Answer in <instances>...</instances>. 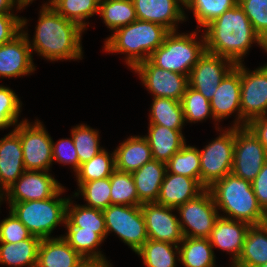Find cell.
Returning a JSON list of instances; mask_svg holds the SVG:
<instances>
[{
  "instance_id": "cell-1",
  "label": "cell",
  "mask_w": 267,
  "mask_h": 267,
  "mask_svg": "<svg viewBox=\"0 0 267 267\" xmlns=\"http://www.w3.org/2000/svg\"><path fill=\"white\" fill-rule=\"evenodd\" d=\"M28 19L22 17V32L31 51L49 61L82 60V29L77 23L58 14L48 3L42 5L33 40L23 28ZM32 43V44H31Z\"/></svg>"
},
{
  "instance_id": "cell-2",
  "label": "cell",
  "mask_w": 267,
  "mask_h": 267,
  "mask_svg": "<svg viewBox=\"0 0 267 267\" xmlns=\"http://www.w3.org/2000/svg\"><path fill=\"white\" fill-rule=\"evenodd\" d=\"M206 51L242 63L253 43L267 53V44L255 32L243 9L237 4L214 19L203 31Z\"/></svg>"
},
{
  "instance_id": "cell-3",
  "label": "cell",
  "mask_w": 267,
  "mask_h": 267,
  "mask_svg": "<svg viewBox=\"0 0 267 267\" xmlns=\"http://www.w3.org/2000/svg\"><path fill=\"white\" fill-rule=\"evenodd\" d=\"M170 31L164 26L137 19L120 27L104 41L107 53L126 54L125 64L132 70L137 64L150 58L160 47Z\"/></svg>"
},
{
  "instance_id": "cell-4",
  "label": "cell",
  "mask_w": 267,
  "mask_h": 267,
  "mask_svg": "<svg viewBox=\"0 0 267 267\" xmlns=\"http://www.w3.org/2000/svg\"><path fill=\"white\" fill-rule=\"evenodd\" d=\"M218 211L226 213L221 217L243 221L250 225H261L266 221L251 182L232 173L216 181L208 188Z\"/></svg>"
},
{
  "instance_id": "cell-5",
  "label": "cell",
  "mask_w": 267,
  "mask_h": 267,
  "mask_svg": "<svg viewBox=\"0 0 267 267\" xmlns=\"http://www.w3.org/2000/svg\"><path fill=\"white\" fill-rule=\"evenodd\" d=\"M197 32L196 30L189 34H181L170 31L163 44L151 54L149 60L161 69L189 77L192 68L206 51L204 34L198 38Z\"/></svg>"
},
{
  "instance_id": "cell-6",
  "label": "cell",
  "mask_w": 267,
  "mask_h": 267,
  "mask_svg": "<svg viewBox=\"0 0 267 267\" xmlns=\"http://www.w3.org/2000/svg\"><path fill=\"white\" fill-rule=\"evenodd\" d=\"M63 187L54 197L45 200L7 202L9 209L26 226L33 236L41 239L53 238L51 233L59 224L66 222L69 198H60Z\"/></svg>"
},
{
  "instance_id": "cell-7",
  "label": "cell",
  "mask_w": 267,
  "mask_h": 267,
  "mask_svg": "<svg viewBox=\"0 0 267 267\" xmlns=\"http://www.w3.org/2000/svg\"><path fill=\"white\" fill-rule=\"evenodd\" d=\"M216 129L220 131L219 136L199 150L200 185L204 189L230 174L233 167L235 127Z\"/></svg>"
},
{
  "instance_id": "cell-8",
  "label": "cell",
  "mask_w": 267,
  "mask_h": 267,
  "mask_svg": "<svg viewBox=\"0 0 267 267\" xmlns=\"http://www.w3.org/2000/svg\"><path fill=\"white\" fill-rule=\"evenodd\" d=\"M106 238L114 232L133 252H137L148 240L145 220L140 206L111 204L102 210Z\"/></svg>"
},
{
  "instance_id": "cell-9",
  "label": "cell",
  "mask_w": 267,
  "mask_h": 267,
  "mask_svg": "<svg viewBox=\"0 0 267 267\" xmlns=\"http://www.w3.org/2000/svg\"><path fill=\"white\" fill-rule=\"evenodd\" d=\"M19 136L26 171H49L52 162L53 140L40 120L20 121L13 129Z\"/></svg>"
},
{
  "instance_id": "cell-10",
  "label": "cell",
  "mask_w": 267,
  "mask_h": 267,
  "mask_svg": "<svg viewBox=\"0 0 267 267\" xmlns=\"http://www.w3.org/2000/svg\"><path fill=\"white\" fill-rule=\"evenodd\" d=\"M176 211L184 237L209 238L216 220L221 214L209 189L179 206Z\"/></svg>"
},
{
  "instance_id": "cell-11",
  "label": "cell",
  "mask_w": 267,
  "mask_h": 267,
  "mask_svg": "<svg viewBox=\"0 0 267 267\" xmlns=\"http://www.w3.org/2000/svg\"><path fill=\"white\" fill-rule=\"evenodd\" d=\"M241 127L267 115V63L253 71L241 63Z\"/></svg>"
},
{
  "instance_id": "cell-12",
  "label": "cell",
  "mask_w": 267,
  "mask_h": 267,
  "mask_svg": "<svg viewBox=\"0 0 267 267\" xmlns=\"http://www.w3.org/2000/svg\"><path fill=\"white\" fill-rule=\"evenodd\" d=\"M231 173L252 182L267 160V150L247 127H235V146Z\"/></svg>"
},
{
  "instance_id": "cell-13",
  "label": "cell",
  "mask_w": 267,
  "mask_h": 267,
  "mask_svg": "<svg viewBox=\"0 0 267 267\" xmlns=\"http://www.w3.org/2000/svg\"><path fill=\"white\" fill-rule=\"evenodd\" d=\"M132 71L138 74L143 86L153 97L181 101L189 86L188 76L161 69L149 59L137 64Z\"/></svg>"
},
{
  "instance_id": "cell-14",
  "label": "cell",
  "mask_w": 267,
  "mask_h": 267,
  "mask_svg": "<svg viewBox=\"0 0 267 267\" xmlns=\"http://www.w3.org/2000/svg\"><path fill=\"white\" fill-rule=\"evenodd\" d=\"M235 65L228 58L205 51L189 74V86L210 101L220 82Z\"/></svg>"
},
{
  "instance_id": "cell-15",
  "label": "cell",
  "mask_w": 267,
  "mask_h": 267,
  "mask_svg": "<svg viewBox=\"0 0 267 267\" xmlns=\"http://www.w3.org/2000/svg\"><path fill=\"white\" fill-rule=\"evenodd\" d=\"M64 186L49 171H25L5 192L8 202L45 200L54 197Z\"/></svg>"
},
{
  "instance_id": "cell-16",
  "label": "cell",
  "mask_w": 267,
  "mask_h": 267,
  "mask_svg": "<svg viewBox=\"0 0 267 267\" xmlns=\"http://www.w3.org/2000/svg\"><path fill=\"white\" fill-rule=\"evenodd\" d=\"M175 208L156 202L141 204L148 239L179 245L184 238Z\"/></svg>"
},
{
  "instance_id": "cell-17",
  "label": "cell",
  "mask_w": 267,
  "mask_h": 267,
  "mask_svg": "<svg viewBox=\"0 0 267 267\" xmlns=\"http://www.w3.org/2000/svg\"><path fill=\"white\" fill-rule=\"evenodd\" d=\"M241 63L223 78L217 87L215 94L210 100L211 111L217 122L237 113L233 127H241Z\"/></svg>"
},
{
  "instance_id": "cell-18",
  "label": "cell",
  "mask_w": 267,
  "mask_h": 267,
  "mask_svg": "<svg viewBox=\"0 0 267 267\" xmlns=\"http://www.w3.org/2000/svg\"><path fill=\"white\" fill-rule=\"evenodd\" d=\"M27 36L21 32L12 41L0 45V77L31 75L36 69Z\"/></svg>"
},
{
  "instance_id": "cell-19",
  "label": "cell",
  "mask_w": 267,
  "mask_h": 267,
  "mask_svg": "<svg viewBox=\"0 0 267 267\" xmlns=\"http://www.w3.org/2000/svg\"><path fill=\"white\" fill-rule=\"evenodd\" d=\"M139 20L154 22L177 31V24L186 21L183 5L179 0H132Z\"/></svg>"
},
{
  "instance_id": "cell-20",
  "label": "cell",
  "mask_w": 267,
  "mask_h": 267,
  "mask_svg": "<svg viewBox=\"0 0 267 267\" xmlns=\"http://www.w3.org/2000/svg\"><path fill=\"white\" fill-rule=\"evenodd\" d=\"M25 171L20 136L12 130L0 139V190L4 193Z\"/></svg>"
},
{
  "instance_id": "cell-21",
  "label": "cell",
  "mask_w": 267,
  "mask_h": 267,
  "mask_svg": "<svg viewBox=\"0 0 267 267\" xmlns=\"http://www.w3.org/2000/svg\"><path fill=\"white\" fill-rule=\"evenodd\" d=\"M250 224L219 216L209 236L212 247L231 253V262L240 256Z\"/></svg>"
},
{
  "instance_id": "cell-22",
  "label": "cell",
  "mask_w": 267,
  "mask_h": 267,
  "mask_svg": "<svg viewBox=\"0 0 267 267\" xmlns=\"http://www.w3.org/2000/svg\"><path fill=\"white\" fill-rule=\"evenodd\" d=\"M203 190L195 179L166 171L156 203L177 209Z\"/></svg>"
},
{
  "instance_id": "cell-23",
  "label": "cell",
  "mask_w": 267,
  "mask_h": 267,
  "mask_svg": "<svg viewBox=\"0 0 267 267\" xmlns=\"http://www.w3.org/2000/svg\"><path fill=\"white\" fill-rule=\"evenodd\" d=\"M86 261L59 236L41 240L36 267H80Z\"/></svg>"
},
{
  "instance_id": "cell-24",
  "label": "cell",
  "mask_w": 267,
  "mask_h": 267,
  "mask_svg": "<svg viewBox=\"0 0 267 267\" xmlns=\"http://www.w3.org/2000/svg\"><path fill=\"white\" fill-rule=\"evenodd\" d=\"M115 168L132 173L153 159L152 151L144 136H130L114 150Z\"/></svg>"
},
{
  "instance_id": "cell-25",
  "label": "cell",
  "mask_w": 267,
  "mask_h": 267,
  "mask_svg": "<svg viewBox=\"0 0 267 267\" xmlns=\"http://www.w3.org/2000/svg\"><path fill=\"white\" fill-rule=\"evenodd\" d=\"M166 171V163L152 159L131 173L142 204L157 201Z\"/></svg>"
},
{
  "instance_id": "cell-26",
  "label": "cell",
  "mask_w": 267,
  "mask_h": 267,
  "mask_svg": "<svg viewBox=\"0 0 267 267\" xmlns=\"http://www.w3.org/2000/svg\"><path fill=\"white\" fill-rule=\"evenodd\" d=\"M144 137L149 143L153 159L164 163L186 144L182 130H172L158 124H149L148 135Z\"/></svg>"
},
{
  "instance_id": "cell-27",
  "label": "cell",
  "mask_w": 267,
  "mask_h": 267,
  "mask_svg": "<svg viewBox=\"0 0 267 267\" xmlns=\"http://www.w3.org/2000/svg\"><path fill=\"white\" fill-rule=\"evenodd\" d=\"M267 263V224L251 225L235 267H259Z\"/></svg>"
},
{
  "instance_id": "cell-28",
  "label": "cell",
  "mask_w": 267,
  "mask_h": 267,
  "mask_svg": "<svg viewBox=\"0 0 267 267\" xmlns=\"http://www.w3.org/2000/svg\"><path fill=\"white\" fill-rule=\"evenodd\" d=\"M41 240L32 235L17 243L0 242V264L9 267H36Z\"/></svg>"
},
{
  "instance_id": "cell-29",
  "label": "cell",
  "mask_w": 267,
  "mask_h": 267,
  "mask_svg": "<svg viewBox=\"0 0 267 267\" xmlns=\"http://www.w3.org/2000/svg\"><path fill=\"white\" fill-rule=\"evenodd\" d=\"M181 245V246H180ZM179 245V261L184 267H215L216 259L209 238L184 237Z\"/></svg>"
},
{
  "instance_id": "cell-30",
  "label": "cell",
  "mask_w": 267,
  "mask_h": 267,
  "mask_svg": "<svg viewBox=\"0 0 267 267\" xmlns=\"http://www.w3.org/2000/svg\"><path fill=\"white\" fill-rule=\"evenodd\" d=\"M63 239L87 261L108 262L99 250L104 239L95 231L82 230L80 227H65Z\"/></svg>"
},
{
  "instance_id": "cell-31",
  "label": "cell",
  "mask_w": 267,
  "mask_h": 267,
  "mask_svg": "<svg viewBox=\"0 0 267 267\" xmlns=\"http://www.w3.org/2000/svg\"><path fill=\"white\" fill-rule=\"evenodd\" d=\"M74 204L69 198L65 227H80L82 230L95 231L105 240L106 225L102 210Z\"/></svg>"
},
{
  "instance_id": "cell-32",
  "label": "cell",
  "mask_w": 267,
  "mask_h": 267,
  "mask_svg": "<svg viewBox=\"0 0 267 267\" xmlns=\"http://www.w3.org/2000/svg\"><path fill=\"white\" fill-rule=\"evenodd\" d=\"M149 113V124H158L172 130H182L185 119L180 101L153 97Z\"/></svg>"
},
{
  "instance_id": "cell-33",
  "label": "cell",
  "mask_w": 267,
  "mask_h": 267,
  "mask_svg": "<svg viewBox=\"0 0 267 267\" xmlns=\"http://www.w3.org/2000/svg\"><path fill=\"white\" fill-rule=\"evenodd\" d=\"M146 267H176L179 262V245L148 239L135 252Z\"/></svg>"
},
{
  "instance_id": "cell-34",
  "label": "cell",
  "mask_w": 267,
  "mask_h": 267,
  "mask_svg": "<svg viewBox=\"0 0 267 267\" xmlns=\"http://www.w3.org/2000/svg\"><path fill=\"white\" fill-rule=\"evenodd\" d=\"M48 4L64 18L87 30L88 18L99 14L100 0H48Z\"/></svg>"
},
{
  "instance_id": "cell-35",
  "label": "cell",
  "mask_w": 267,
  "mask_h": 267,
  "mask_svg": "<svg viewBox=\"0 0 267 267\" xmlns=\"http://www.w3.org/2000/svg\"><path fill=\"white\" fill-rule=\"evenodd\" d=\"M99 15L113 32L138 19L132 0H100Z\"/></svg>"
},
{
  "instance_id": "cell-36",
  "label": "cell",
  "mask_w": 267,
  "mask_h": 267,
  "mask_svg": "<svg viewBox=\"0 0 267 267\" xmlns=\"http://www.w3.org/2000/svg\"><path fill=\"white\" fill-rule=\"evenodd\" d=\"M115 170L114 152L111 154L103 149L90 161L80 165L75 172L77 185L80 187L84 182L110 177Z\"/></svg>"
},
{
  "instance_id": "cell-37",
  "label": "cell",
  "mask_w": 267,
  "mask_h": 267,
  "mask_svg": "<svg viewBox=\"0 0 267 267\" xmlns=\"http://www.w3.org/2000/svg\"><path fill=\"white\" fill-rule=\"evenodd\" d=\"M168 173L195 179L200 184V155L195 146L185 144L167 162Z\"/></svg>"
},
{
  "instance_id": "cell-38",
  "label": "cell",
  "mask_w": 267,
  "mask_h": 267,
  "mask_svg": "<svg viewBox=\"0 0 267 267\" xmlns=\"http://www.w3.org/2000/svg\"><path fill=\"white\" fill-rule=\"evenodd\" d=\"M80 165L90 161L104 148L100 146L98 130L87 124L76 125L71 129V134Z\"/></svg>"
},
{
  "instance_id": "cell-39",
  "label": "cell",
  "mask_w": 267,
  "mask_h": 267,
  "mask_svg": "<svg viewBox=\"0 0 267 267\" xmlns=\"http://www.w3.org/2000/svg\"><path fill=\"white\" fill-rule=\"evenodd\" d=\"M110 178L111 204L140 206L136 186L131 173L115 170Z\"/></svg>"
},
{
  "instance_id": "cell-40",
  "label": "cell",
  "mask_w": 267,
  "mask_h": 267,
  "mask_svg": "<svg viewBox=\"0 0 267 267\" xmlns=\"http://www.w3.org/2000/svg\"><path fill=\"white\" fill-rule=\"evenodd\" d=\"M237 4L238 0H191L184 9L193 12L198 24L196 27L198 30L200 27L204 28L207 26L214 19Z\"/></svg>"
},
{
  "instance_id": "cell-41",
  "label": "cell",
  "mask_w": 267,
  "mask_h": 267,
  "mask_svg": "<svg viewBox=\"0 0 267 267\" xmlns=\"http://www.w3.org/2000/svg\"><path fill=\"white\" fill-rule=\"evenodd\" d=\"M111 184L110 178L97 179L89 182H84L74 193L73 197H81L86 201L85 206L96 208V209H106L111 205Z\"/></svg>"
},
{
  "instance_id": "cell-42",
  "label": "cell",
  "mask_w": 267,
  "mask_h": 267,
  "mask_svg": "<svg viewBox=\"0 0 267 267\" xmlns=\"http://www.w3.org/2000/svg\"><path fill=\"white\" fill-rule=\"evenodd\" d=\"M180 102L186 121L185 123H196L206 120L209 117L215 121L216 125H219L213 117L210 101L190 86L187 87Z\"/></svg>"
},
{
  "instance_id": "cell-43",
  "label": "cell",
  "mask_w": 267,
  "mask_h": 267,
  "mask_svg": "<svg viewBox=\"0 0 267 267\" xmlns=\"http://www.w3.org/2000/svg\"><path fill=\"white\" fill-rule=\"evenodd\" d=\"M22 102L18 95L4 85H0V129H7L18 124L22 110Z\"/></svg>"
},
{
  "instance_id": "cell-44",
  "label": "cell",
  "mask_w": 267,
  "mask_h": 267,
  "mask_svg": "<svg viewBox=\"0 0 267 267\" xmlns=\"http://www.w3.org/2000/svg\"><path fill=\"white\" fill-rule=\"evenodd\" d=\"M255 32L267 44V0H238Z\"/></svg>"
},
{
  "instance_id": "cell-45",
  "label": "cell",
  "mask_w": 267,
  "mask_h": 267,
  "mask_svg": "<svg viewBox=\"0 0 267 267\" xmlns=\"http://www.w3.org/2000/svg\"><path fill=\"white\" fill-rule=\"evenodd\" d=\"M31 236L26 226L10 210L8 217L0 221V242L17 243Z\"/></svg>"
},
{
  "instance_id": "cell-46",
  "label": "cell",
  "mask_w": 267,
  "mask_h": 267,
  "mask_svg": "<svg viewBox=\"0 0 267 267\" xmlns=\"http://www.w3.org/2000/svg\"><path fill=\"white\" fill-rule=\"evenodd\" d=\"M71 138L60 139L55 143H52V157L53 162H59V164L71 165L74 173L79 169L80 163L76 152V147Z\"/></svg>"
},
{
  "instance_id": "cell-47",
  "label": "cell",
  "mask_w": 267,
  "mask_h": 267,
  "mask_svg": "<svg viewBox=\"0 0 267 267\" xmlns=\"http://www.w3.org/2000/svg\"><path fill=\"white\" fill-rule=\"evenodd\" d=\"M22 32V17L0 14V45L12 41Z\"/></svg>"
},
{
  "instance_id": "cell-48",
  "label": "cell",
  "mask_w": 267,
  "mask_h": 267,
  "mask_svg": "<svg viewBox=\"0 0 267 267\" xmlns=\"http://www.w3.org/2000/svg\"><path fill=\"white\" fill-rule=\"evenodd\" d=\"M257 201L265 215H267V160L256 178L251 182Z\"/></svg>"
},
{
  "instance_id": "cell-49",
  "label": "cell",
  "mask_w": 267,
  "mask_h": 267,
  "mask_svg": "<svg viewBox=\"0 0 267 267\" xmlns=\"http://www.w3.org/2000/svg\"><path fill=\"white\" fill-rule=\"evenodd\" d=\"M267 150V115L255 118L246 125Z\"/></svg>"
},
{
  "instance_id": "cell-50",
  "label": "cell",
  "mask_w": 267,
  "mask_h": 267,
  "mask_svg": "<svg viewBox=\"0 0 267 267\" xmlns=\"http://www.w3.org/2000/svg\"><path fill=\"white\" fill-rule=\"evenodd\" d=\"M33 1H23V0H0V14H14V10H12L15 6L16 10L20 11L24 9ZM13 11V12H12Z\"/></svg>"
},
{
  "instance_id": "cell-51",
  "label": "cell",
  "mask_w": 267,
  "mask_h": 267,
  "mask_svg": "<svg viewBox=\"0 0 267 267\" xmlns=\"http://www.w3.org/2000/svg\"><path fill=\"white\" fill-rule=\"evenodd\" d=\"M80 267H112L110 262L86 261Z\"/></svg>"
},
{
  "instance_id": "cell-52",
  "label": "cell",
  "mask_w": 267,
  "mask_h": 267,
  "mask_svg": "<svg viewBox=\"0 0 267 267\" xmlns=\"http://www.w3.org/2000/svg\"><path fill=\"white\" fill-rule=\"evenodd\" d=\"M179 1L182 3L183 7H185L191 0H179Z\"/></svg>"
},
{
  "instance_id": "cell-53",
  "label": "cell",
  "mask_w": 267,
  "mask_h": 267,
  "mask_svg": "<svg viewBox=\"0 0 267 267\" xmlns=\"http://www.w3.org/2000/svg\"><path fill=\"white\" fill-rule=\"evenodd\" d=\"M4 199V193L0 190V206H1V202H3Z\"/></svg>"
},
{
  "instance_id": "cell-54",
  "label": "cell",
  "mask_w": 267,
  "mask_h": 267,
  "mask_svg": "<svg viewBox=\"0 0 267 267\" xmlns=\"http://www.w3.org/2000/svg\"><path fill=\"white\" fill-rule=\"evenodd\" d=\"M259 267H267V263H265V264H263V265H261Z\"/></svg>"
},
{
  "instance_id": "cell-55",
  "label": "cell",
  "mask_w": 267,
  "mask_h": 267,
  "mask_svg": "<svg viewBox=\"0 0 267 267\" xmlns=\"http://www.w3.org/2000/svg\"><path fill=\"white\" fill-rule=\"evenodd\" d=\"M230 264H231V267H235V264H234V263L231 262ZM215 267H216V266H215Z\"/></svg>"
}]
</instances>
